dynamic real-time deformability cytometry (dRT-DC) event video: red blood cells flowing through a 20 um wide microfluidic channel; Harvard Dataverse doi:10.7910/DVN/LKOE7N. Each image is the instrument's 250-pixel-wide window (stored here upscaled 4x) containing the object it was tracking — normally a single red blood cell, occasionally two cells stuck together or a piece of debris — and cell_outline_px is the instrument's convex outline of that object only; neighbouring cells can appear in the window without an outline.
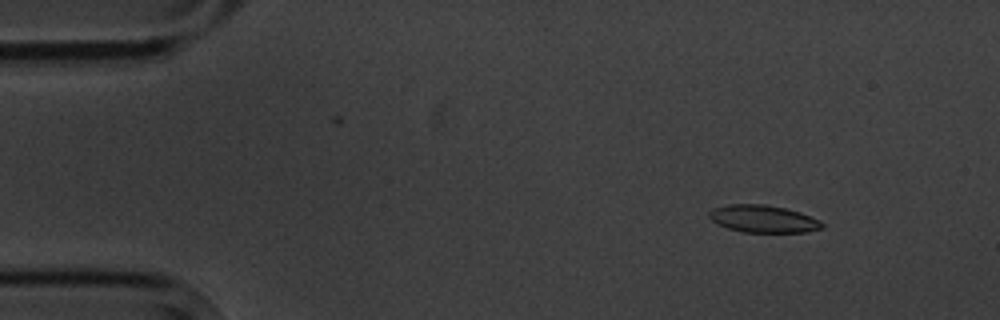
{"species": "common noctule bat (a hibernating species)", "species_latin": "Nyctalus noctula", "temperature_condition": "cold", "stored_images_in_passage": 5, "camera_frame_rate_fps": 3000, "um_per_image_px": 0.085, "animal": {"sex": "male", "body_mass_g": 20.1, "forearm_length_mm": 53.5}, "frame": {"image": 1, "passage_image": 1, "time_ms": 0.0, "image_size_px": [1000, 320], "cell_outline_px": [[824, 228], [808, 232], [740, 232], [728, 228], [712, 220], [708, 216], [708, 212], [712, 208], [728, 204], [764, 204], [784, 208], [800, 212], [820, 220], [824, 224]], "centroid_in_image_um": [64.88, 18.6], "position_along_channel_um": 20.1, "area_um2": 18.09}}
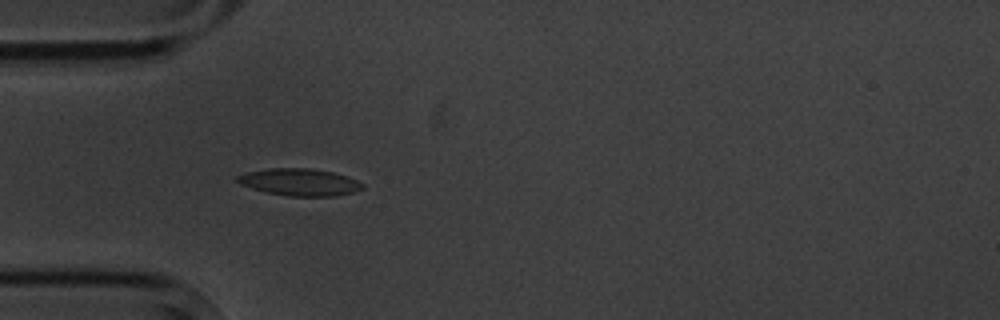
{"frame": {"image": 2, "passage_image": 4, "time_ms": 3.333, "image_size_px": [1000, 320], "cell_outline_px": [[364, 188], [352, 192], [336, 196], [288, 196], [268, 192], [252, 188], [240, 184], [236, 180], [236, 176], [244, 172], [268, 168], [308, 168], [332, 172], [356, 180], [364, 184]], "centroid_in_image_um": [25.43, 15.48], "position_along_channel_um": 59.6, "area_um2": 19.65}}
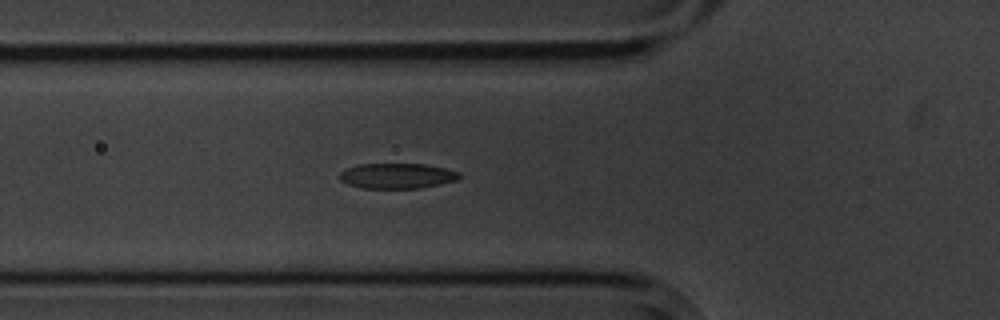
{"frame": {"image": 3, "passage_image": 5, "time_ms": 4.333, "image_size_px": [1000, 320], "cell_outline_px": [[460, 176], [456, 180], [440, 184], [420, 188], [364, 188], [348, 184], [340, 180], [340, 172], [356, 164], [424, 164], [444, 168], [460, 172]], "centroid_in_image_um": [33.75, 14.94], "position_along_channel_um": 92.1, "area_um2": 17.51}}